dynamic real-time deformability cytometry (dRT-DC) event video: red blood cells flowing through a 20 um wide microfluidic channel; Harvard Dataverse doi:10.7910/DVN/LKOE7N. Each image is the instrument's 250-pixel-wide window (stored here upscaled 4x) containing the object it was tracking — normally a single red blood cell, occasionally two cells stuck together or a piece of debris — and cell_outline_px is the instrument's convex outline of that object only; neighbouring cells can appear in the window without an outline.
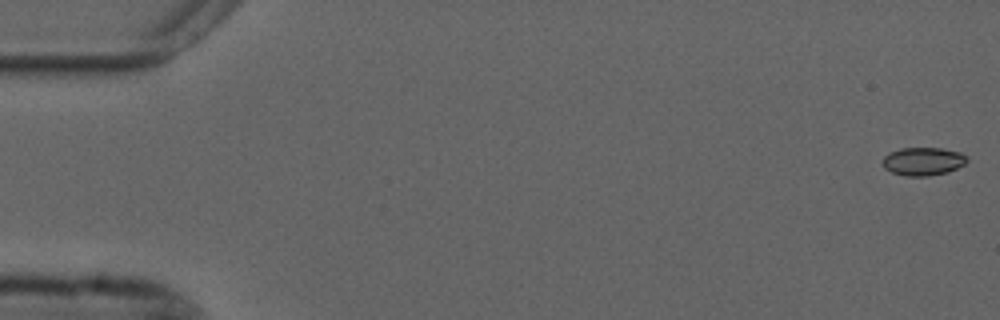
{"species": "common noctule bat (a hibernating species)", "species_latin": "Nyctalus noctula", "temperature_condition": "cold", "stored_images_in_passage": 55, "camera_frame_rate_fps": 3000, "um_per_image_px": 0.085, "animal": {"sex": "male", "forearm_length_mm": 52.5}, "frame": {"image": 1, "passage_image": 1, "time_ms": 0.0, "image_size_px": [1000, 320], "cell_outline_px": [[968, 160], [964, 164], [948, 172], [928, 176], [904, 176], [892, 172], [884, 168], [884, 156], [900, 148], [940, 148], [960, 152]], "centroid_in_image_um": [78.46, 13.72], "position_along_channel_um": 6.5, "area_um2": 13.64}}
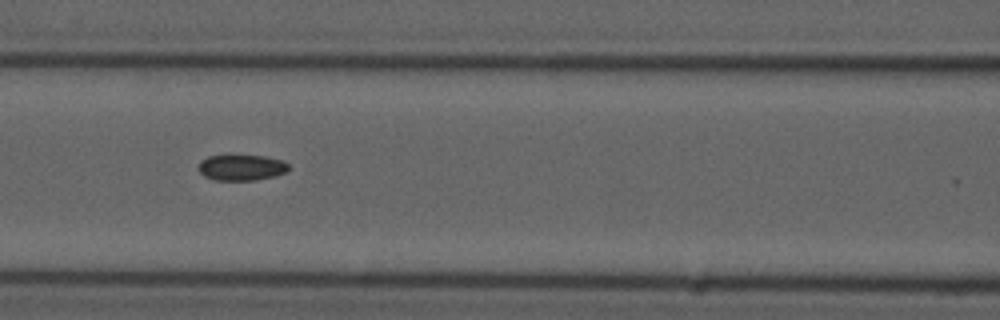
{"frame": {"image": 2, "passage_image": 24, "time_ms": 7.667, "image_size_px": [1000, 320], "cell_outline_px": [[288, 168], [284, 172], [276, 176], [256, 180], [216, 180], [204, 176], [196, 168], [200, 160], [208, 156], [232, 152], [264, 156], [284, 160], [288, 164]], "centroid_in_image_um": [20.47, 14.18], "position_along_channel_um": 146.1, "area_um2": 14.39}}
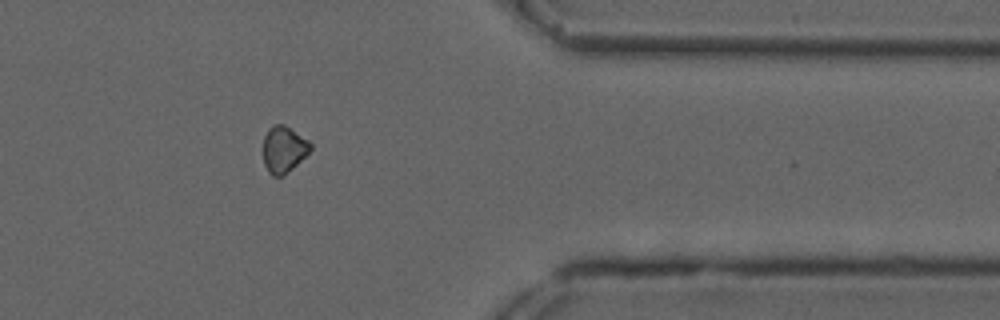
{"frame": {"image": 3, "passage_image": 45, "time_ms": 14.667, "image_size_px": [1000, 320], "cell_outline_px": [[312, 148], [284, 176], [272, 176], [268, 172], [264, 164], [264, 136], [268, 128], [276, 124], [284, 124], [308, 140], [312, 144]], "centroid_in_image_um": [24.1, 12.69], "position_along_channel_um": 387.3, "area_um2": 12.66}}